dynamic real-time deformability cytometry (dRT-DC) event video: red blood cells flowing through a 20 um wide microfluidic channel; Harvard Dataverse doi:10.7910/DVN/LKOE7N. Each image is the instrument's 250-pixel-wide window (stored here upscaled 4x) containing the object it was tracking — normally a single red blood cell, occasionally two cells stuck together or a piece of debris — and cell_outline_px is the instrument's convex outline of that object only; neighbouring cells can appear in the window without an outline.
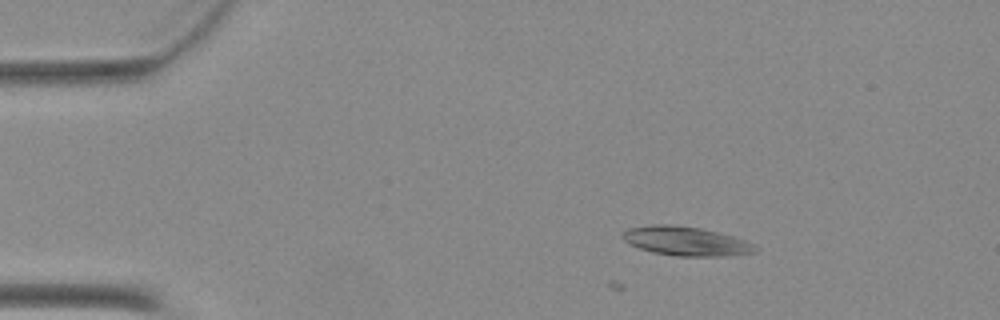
{"species": "Egyptian fruit bat (a non-hibernating species)", "species_latin": "Rousettus aegyptiacus", "temperature_condition": "warm", "stored_images_in_passage": 8, "camera_frame_rate_fps": 3000, "um_per_image_px": 0.085, "animal": {"sex": "female"}, "frame": {"image": 1, "passage_image": 8, "time_ms": 2.333, "image_size_px": [1000, 320], "cell_outline_px": [[760, 248], [756, 252], [724, 256], [676, 256], [652, 252], [640, 248], [624, 240], [620, 236], [628, 228], [652, 224], [672, 224], [700, 228], [732, 236], [756, 244]], "centroid_in_image_um": [58.32, 20.49], "position_along_channel_um": 26.7, "area_um2": 22.48}}